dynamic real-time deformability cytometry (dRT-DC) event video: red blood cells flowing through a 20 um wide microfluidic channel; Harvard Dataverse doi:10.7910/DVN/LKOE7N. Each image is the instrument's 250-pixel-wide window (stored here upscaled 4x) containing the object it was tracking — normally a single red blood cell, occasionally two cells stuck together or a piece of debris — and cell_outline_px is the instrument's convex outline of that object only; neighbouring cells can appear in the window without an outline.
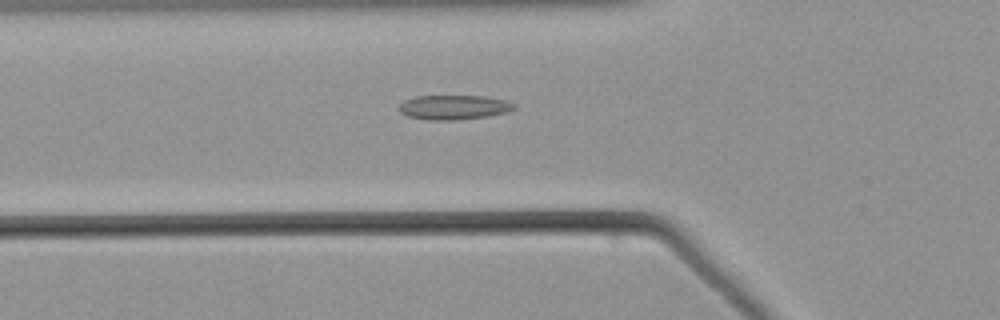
{"species": "common noctule bat (a hibernating species)", "species_latin": "Nyctalus noctula", "temperature_condition": "warm", "stored_images_in_passage": 53, "camera_frame_rate_fps": 3000, "um_per_image_px": 0.085, "animal": {"sex": "male", "body_mass_g": 21.5, "forearm_length_mm": 52.0}, "frame": {"image": 1, "passage_image": 19, "time_ms": 6.0, "image_size_px": [1000, 320], "cell_outline_px": [[516, 108], [508, 112], [488, 116], [452, 120], [428, 120], [408, 116], [400, 112], [400, 104], [404, 100], [416, 96], [484, 96], [504, 100], [516, 104]], "centroid_in_image_um": [38.59, 9.12], "position_along_channel_um": 87.2, "area_um2": 16.36}}
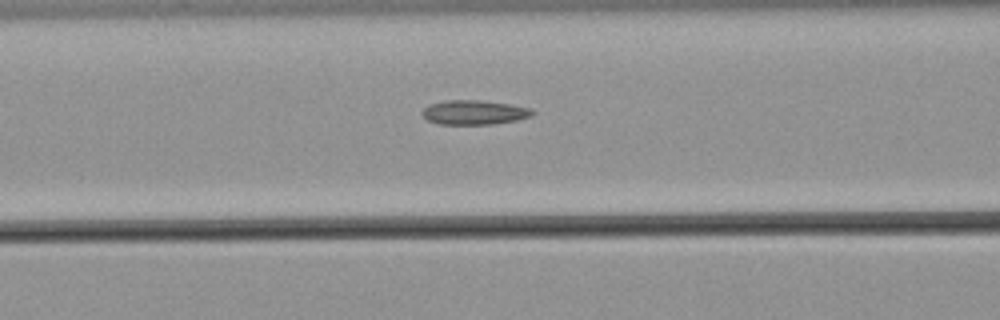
{"frame": {"image": 2, "passage_image": 22, "time_ms": 7.0, "image_size_px": [1000, 320], "cell_outline_px": [[536, 112], [532, 116], [516, 120], [492, 124], [440, 124], [428, 120], [420, 112], [428, 104], [444, 100], [480, 100], [512, 104], [532, 108]], "centroid_in_image_um": [40.33, 9.54], "position_along_channel_um": 126.3, "area_um2": 15.84}}
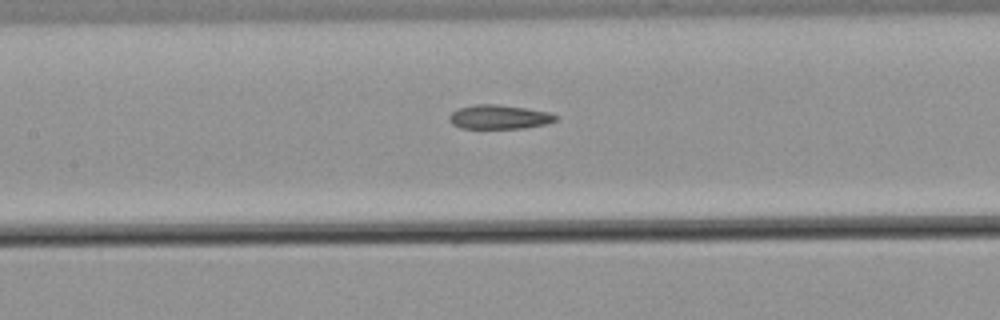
{"frame": {"image": 3, "passage_image": 25, "time_ms": 8.0, "image_size_px": [1000, 320], "cell_outline_px": [[560, 116], [556, 120], [548, 124], [524, 128], [460, 128], [452, 124], [448, 120], [448, 116], [452, 112], [460, 108], [476, 104], [496, 104], [528, 108], [548, 112]], "centroid_in_image_um": [42.45, 9.94], "position_along_channel_um": 164.9, "area_um2": 15.09}}